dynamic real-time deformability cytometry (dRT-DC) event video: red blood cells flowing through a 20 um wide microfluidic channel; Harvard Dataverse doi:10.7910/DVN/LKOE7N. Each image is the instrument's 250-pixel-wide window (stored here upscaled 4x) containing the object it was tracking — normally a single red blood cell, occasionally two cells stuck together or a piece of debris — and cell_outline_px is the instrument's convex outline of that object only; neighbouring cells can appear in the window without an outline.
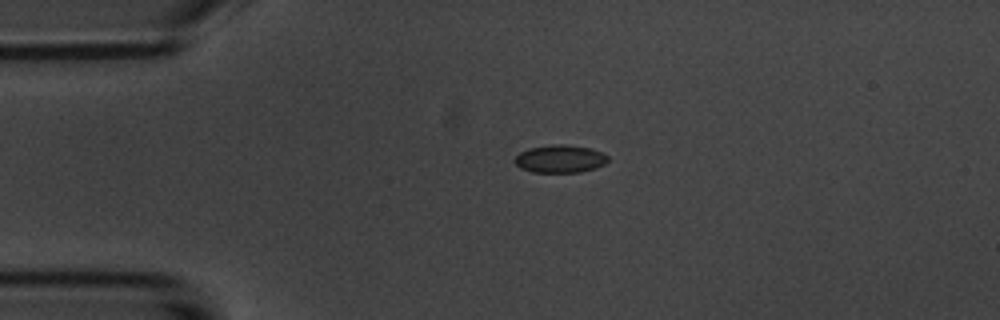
{"species": "common noctule bat (a hibernating species)", "species_latin": "Nyctalus noctula", "temperature_condition": "room temperature", "stored_images_in_passage": 3, "camera_frame_rate_fps": 3000, "um_per_image_px": 0.085, "animal": {"sex": "male", "body_mass_g": 20.1, "forearm_length_mm": 53.5}, "frame": {"image": 1, "passage_image": 2, "time_ms": 1.333, "image_size_px": [1000, 320], "cell_outline_px": [[608, 160], [604, 164], [596, 168], [580, 172], [532, 172], [520, 168], [512, 160], [520, 152], [528, 148], [552, 144], [564, 144], [588, 148], [600, 152], [608, 156]], "centroid_in_image_um": [47.56, 13.5], "position_along_channel_um": 37.4, "area_um2": 15.09}}